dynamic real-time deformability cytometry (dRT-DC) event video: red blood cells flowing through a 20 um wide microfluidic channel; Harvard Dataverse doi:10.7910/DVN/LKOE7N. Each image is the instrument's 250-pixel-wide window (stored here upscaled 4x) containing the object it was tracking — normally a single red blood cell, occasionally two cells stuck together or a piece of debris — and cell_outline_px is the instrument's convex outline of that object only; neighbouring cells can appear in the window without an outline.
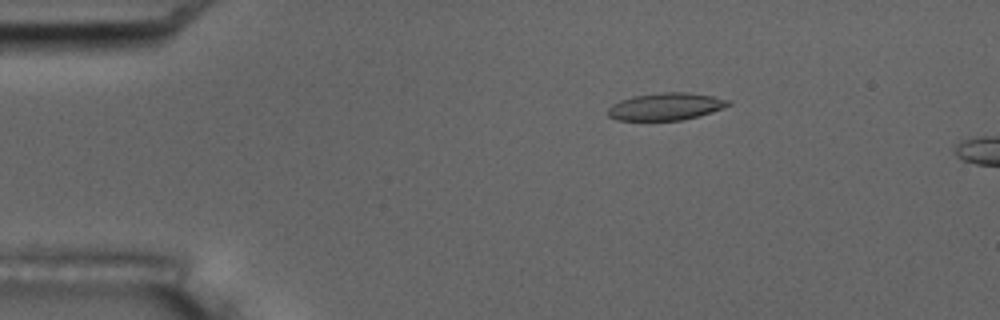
{"species": "common noctule bat (a hibernating species)", "species_latin": "Nyctalus noctula", "temperature_condition": "room temperature", "stored_images_in_passage": 4, "camera_frame_rate_fps": 3000, "um_per_image_px": 0.085, "animal": {"sex": "male", "body_mass_g": 17.5, "forearm_length_mm": 52.3}, "frame": {"image": 1, "passage_image": 3, "time_ms": 2.333, "image_size_px": [1000, 320], "cell_outline_px": [[732, 104], [712, 112], [700, 116], [684, 120], [616, 120], [608, 116], [608, 108], [612, 104], [620, 100], [632, 96], [660, 92], [688, 92], [712, 96], [732, 100]], "centroid_in_image_um": [56.61, 9.05], "position_along_channel_um": 28.4, "area_um2": 19.36}}